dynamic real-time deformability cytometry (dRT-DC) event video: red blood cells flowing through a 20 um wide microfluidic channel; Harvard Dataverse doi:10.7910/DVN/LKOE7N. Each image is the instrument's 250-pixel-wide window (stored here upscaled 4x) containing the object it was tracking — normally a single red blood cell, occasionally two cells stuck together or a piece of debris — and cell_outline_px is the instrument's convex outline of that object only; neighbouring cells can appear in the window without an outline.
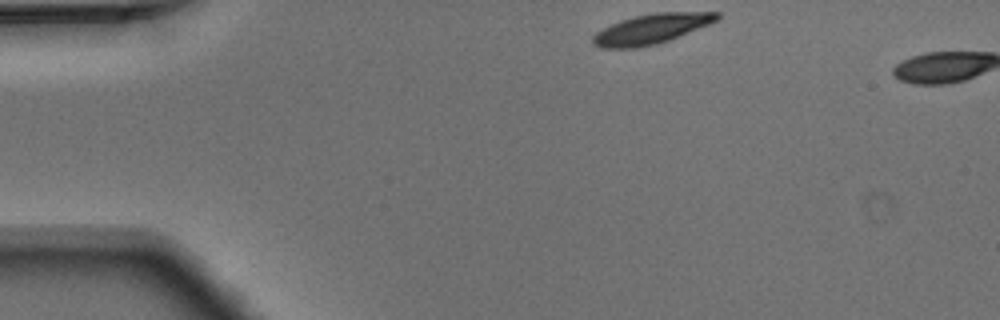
{"species": "Egyptian fruit bat (a non-hibernating species)", "species_latin": "Rousettus aegyptiacus", "temperature_condition": "warm", "stored_images_in_passage": 2, "camera_frame_rate_fps": 3000, "um_per_image_px": 0.085, "animal": {"sex": "male"}, "frame": {"image": 1, "passage_image": 1, "time_ms": 0.0, "image_size_px": [1000, 320], "cell_outline_px": [[720, 16], [716, 20], [708, 24], [668, 40], [656, 44], [636, 48], [600, 48], [592, 44], [592, 36], [596, 32], [620, 20], [636, 16], [656, 12], [720, 12]], "centroid_in_image_um": [55.31, 2.46], "position_along_channel_um": 29.7, "area_um2": 21.33}}